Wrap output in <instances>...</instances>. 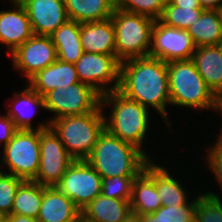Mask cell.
<instances>
[{
	"mask_svg": "<svg viewBox=\"0 0 222 222\" xmlns=\"http://www.w3.org/2000/svg\"><path fill=\"white\" fill-rule=\"evenodd\" d=\"M118 91L128 99L159 113L168 127L167 108L171 104L167 62L150 56L138 57L120 63Z\"/></svg>",
	"mask_w": 222,
	"mask_h": 222,
	"instance_id": "cell-1",
	"label": "cell"
},
{
	"mask_svg": "<svg viewBox=\"0 0 222 222\" xmlns=\"http://www.w3.org/2000/svg\"><path fill=\"white\" fill-rule=\"evenodd\" d=\"M150 160L136 146L122 141L106 129L86 159L101 178L138 176Z\"/></svg>",
	"mask_w": 222,
	"mask_h": 222,
	"instance_id": "cell-2",
	"label": "cell"
},
{
	"mask_svg": "<svg viewBox=\"0 0 222 222\" xmlns=\"http://www.w3.org/2000/svg\"><path fill=\"white\" fill-rule=\"evenodd\" d=\"M101 106H109L111 112L105 117V129L112 135L140 149L149 159L152 158L142 146L149 130V112L136 101L128 99L118 90L101 96ZM110 115V116H109ZM108 117V119H107Z\"/></svg>",
	"mask_w": 222,
	"mask_h": 222,
	"instance_id": "cell-3",
	"label": "cell"
},
{
	"mask_svg": "<svg viewBox=\"0 0 222 222\" xmlns=\"http://www.w3.org/2000/svg\"><path fill=\"white\" fill-rule=\"evenodd\" d=\"M101 105L83 115L64 116L51 121V128L58 135L69 155L76 161L86 160L105 130V113Z\"/></svg>",
	"mask_w": 222,
	"mask_h": 222,
	"instance_id": "cell-4",
	"label": "cell"
},
{
	"mask_svg": "<svg viewBox=\"0 0 222 222\" xmlns=\"http://www.w3.org/2000/svg\"><path fill=\"white\" fill-rule=\"evenodd\" d=\"M167 71L171 105L214 111L216 96L192 59L167 62Z\"/></svg>",
	"mask_w": 222,
	"mask_h": 222,
	"instance_id": "cell-5",
	"label": "cell"
},
{
	"mask_svg": "<svg viewBox=\"0 0 222 222\" xmlns=\"http://www.w3.org/2000/svg\"><path fill=\"white\" fill-rule=\"evenodd\" d=\"M111 19L115 29L116 57L120 62L149 55L153 18L115 8Z\"/></svg>",
	"mask_w": 222,
	"mask_h": 222,
	"instance_id": "cell-6",
	"label": "cell"
},
{
	"mask_svg": "<svg viewBox=\"0 0 222 222\" xmlns=\"http://www.w3.org/2000/svg\"><path fill=\"white\" fill-rule=\"evenodd\" d=\"M51 121L41 123L34 130H17L12 139L3 147L1 165L4 171L23 180L33 181L40 164V130L50 128Z\"/></svg>",
	"mask_w": 222,
	"mask_h": 222,
	"instance_id": "cell-7",
	"label": "cell"
},
{
	"mask_svg": "<svg viewBox=\"0 0 222 222\" xmlns=\"http://www.w3.org/2000/svg\"><path fill=\"white\" fill-rule=\"evenodd\" d=\"M45 110L53 112L49 120L64 116L83 115L101 105V95L84 83L58 87L44 96Z\"/></svg>",
	"mask_w": 222,
	"mask_h": 222,
	"instance_id": "cell-8",
	"label": "cell"
},
{
	"mask_svg": "<svg viewBox=\"0 0 222 222\" xmlns=\"http://www.w3.org/2000/svg\"><path fill=\"white\" fill-rule=\"evenodd\" d=\"M120 63L116 55L84 52L74 65L79 81L89 85L102 96L118 90ZM109 83L113 85L108 87Z\"/></svg>",
	"mask_w": 222,
	"mask_h": 222,
	"instance_id": "cell-9",
	"label": "cell"
},
{
	"mask_svg": "<svg viewBox=\"0 0 222 222\" xmlns=\"http://www.w3.org/2000/svg\"><path fill=\"white\" fill-rule=\"evenodd\" d=\"M39 143L40 164L33 181L46 187L56 186L74 159L51 127L40 130Z\"/></svg>",
	"mask_w": 222,
	"mask_h": 222,
	"instance_id": "cell-10",
	"label": "cell"
},
{
	"mask_svg": "<svg viewBox=\"0 0 222 222\" xmlns=\"http://www.w3.org/2000/svg\"><path fill=\"white\" fill-rule=\"evenodd\" d=\"M56 187L82 210L101 194L102 178L86 160H74Z\"/></svg>",
	"mask_w": 222,
	"mask_h": 222,
	"instance_id": "cell-11",
	"label": "cell"
},
{
	"mask_svg": "<svg viewBox=\"0 0 222 222\" xmlns=\"http://www.w3.org/2000/svg\"><path fill=\"white\" fill-rule=\"evenodd\" d=\"M196 45L192 36L183 29L165 25L155 20L152 29L150 57L164 62L192 59Z\"/></svg>",
	"mask_w": 222,
	"mask_h": 222,
	"instance_id": "cell-12",
	"label": "cell"
},
{
	"mask_svg": "<svg viewBox=\"0 0 222 222\" xmlns=\"http://www.w3.org/2000/svg\"><path fill=\"white\" fill-rule=\"evenodd\" d=\"M10 55L14 69L23 72L27 80L58 59L50 36L33 35Z\"/></svg>",
	"mask_w": 222,
	"mask_h": 222,
	"instance_id": "cell-13",
	"label": "cell"
},
{
	"mask_svg": "<svg viewBox=\"0 0 222 222\" xmlns=\"http://www.w3.org/2000/svg\"><path fill=\"white\" fill-rule=\"evenodd\" d=\"M26 9L34 35L50 36L69 20L64 0H19Z\"/></svg>",
	"mask_w": 222,
	"mask_h": 222,
	"instance_id": "cell-14",
	"label": "cell"
},
{
	"mask_svg": "<svg viewBox=\"0 0 222 222\" xmlns=\"http://www.w3.org/2000/svg\"><path fill=\"white\" fill-rule=\"evenodd\" d=\"M9 1L15 9L0 11V44L7 46L11 54L34 33L23 4L19 0Z\"/></svg>",
	"mask_w": 222,
	"mask_h": 222,
	"instance_id": "cell-15",
	"label": "cell"
},
{
	"mask_svg": "<svg viewBox=\"0 0 222 222\" xmlns=\"http://www.w3.org/2000/svg\"><path fill=\"white\" fill-rule=\"evenodd\" d=\"M81 210L56 186H43L39 222H77Z\"/></svg>",
	"mask_w": 222,
	"mask_h": 222,
	"instance_id": "cell-16",
	"label": "cell"
},
{
	"mask_svg": "<svg viewBox=\"0 0 222 222\" xmlns=\"http://www.w3.org/2000/svg\"><path fill=\"white\" fill-rule=\"evenodd\" d=\"M80 42L83 52L116 55L112 19L80 23Z\"/></svg>",
	"mask_w": 222,
	"mask_h": 222,
	"instance_id": "cell-17",
	"label": "cell"
},
{
	"mask_svg": "<svg viewBox=\"0 0 222 222\" xmlns=\"http://www.w3.org/2000/svg\"><path fill=\"white\" fill-rule=\"evenodd\" d=\"M28 81V85L43 97L58 87L80 82L75 65L59 59L45 69L38 71Z\"/></svg>",
	"mask_w": 222,
	"mask_h": 222,
	"instance_id": "cell-18",
	"label": "cell"
},
{
	"mask_svg": "<svg viewBox=\"0 0 222 222\" xmlns=\"http://www.w3.org/2000/svg\"><path fill=\"white\" fill-rule=\"evenodd\" d=\"M151 159L144 172L155 182L158 196L163 206H185L190 202L180 181L169 173L164 166L153 163ZM171 174V175H170ZM173 176V177H172Z\"/></svg>",
	"mask_w": 222,
	"mask_h": 222,
	"instance_id": "cell-19",
	"label": "cell"
},
{
	"mask_svg": "<svg viewBox=\"0 0 222 222\" xmlns=\"http://www.w3.org/2000/svg\"><path fill=\"white\" fill-rule=\"evenodd\" d=\"M197 71L215 96L222 94V54L218 45L196 47L192 57Z\"/></svg>",
	"mask_w": 222,
	"mask_h": 222,
	"instance_id": "cell-20",
	"label": "cell"
},
{
	"mask_svg": "<svg viewBox=\"0 0 222 222\" xmlns=\"http://www.w3.org/2000/svg\"><path fill=\"white\" fill-rule=\"evenodd\" d=\"M130 212V201L100 194L81 210V216L90 222H122Z\"/></svg>",
	"mask_w": 222,
	"mask_h": 222,
	"instance_id": "cell-21",
	"label": "cell"
},
{
	"mask_svg": "<svg viewBox=\"0 0 222 222\" xmlns=\"http://www.w3.org/2000/svg\"><path fill=\"white\" fill-rule=\"evenodd\" d=\"M50 38L61 61L75 64L84 53L80 42V23L74 20H67L50 35Z\"/></svg>",
	"mask_w": 222,
	"mask_h": 222,
	"instance_id": "cell-22",
	"label": "cell"
},
{
	"mask_svg": "<svg viewBox=\"0 0 222 222\" xmlns=\"http://www.w3.org/2000/svg\"><path fill=\"white\" fill-rule=\"evenodd\" d=\"M13 98L11 101L13 103L9 105L11 108L7 109L8 112H6V115L13 120L17 130H34L32 126L33 123H31V118L34 114L32 111L34 112L35 108L37 110V107L39 109L40 107L45 109L44 97L27 84L24 90L15 92ZM32 108L34 110H32Z\"/></svg>",
	"mask_w": 222,
	"mask_h": 222,
	"instance_id": "cell-23",
	"label": "cell"
},
{
	"mask_svg": "<svg viewBox=\"0 0 222 222\" xmlns=\"http://www.w3.org/2000/svg\"><path fill=\"white\" fill-rule=\"evenodd\" d=\"M68 18L78 23L111 18L116 0H64Z\"/></svg>",
	"mask_w": 222,
	"mask_h": 222,
	"instance_id": "cell-24",
	"label": "cell"
},
{
	"mask_svg": "<svg viewBox=\"0 0 222 222\" xmlns=\"http://www.w3.org/2000/svg\"><path fill=\"white\" fill-rule=\"evenodd\" d=\"M186 31L196 47L218 45L222 41V10H204Z\"/></svg>",
	"mask_w": 222,
	"mask_h": 222,
	"instance_id": "cell-25",
	"label": "cell"
},
{
	"mask_svg": "<svg viewBox=\"0 0 222 222\" xmlns=\"http://www.w3.org/2000/svg\"><path fill=\"white\" fill-rule=\"evenodd\" d=\"M130 205L139 215L154 213L162 206L155 182L144 171L133 181Z\"/></svg>",
	"mask_w": 222,
	"mask_h": 222,
	"instance_id": "cell-26",
	"label": "cell"
},
{
	"mask_svg": "<svg viewBox=\"0 0 222 222\" xmlns=\"http://www.w3.org/2000/svg\"><path fill=\"white\" fill-rule=\"evenodd\" d=\"M43 198V185L35 181L24 180L18 187L11 214L38 218Z\"/></svg>",
	"mask_w": 222,
	"mask_h": 222,
	"instance_id": "cell-27",
	"label": "cell"
},
{
	"mask_svg": "<svg viewBox=\"0 0 222 222\" xmlns=\"http://www.w3.org/2000/svg\"><path fill=\"white\" fill-rule=\"evenodd\" d=\"M198 196L185 206H161L156 212L141 215V222H195Z\"/></svg>",
	"mask_w": 222,
	"mask_h": 222,
	"instance_id": "cell-28",
	"label": "cell"
},
{
	"mask_svg": "<svg viewBox=\"0 0 222 222\" xmlns=\"http://www.w3.org/2000/svg\"><path fill=\"white\" fill-rule=\"evenodd\" d=\"M205 9L203 8H181L172 5L168 0L160 21L167 26L187 30L197 20Z\"/></svg>",
	"mask_w": 222,
	"mask_h": 222,
	"instance_id": "cell-29",
	"label": "cell"
},
{
	"mask_svg": "<svg viewBox=\"0 0 222 222\" xmlns=\"http://www.w3.org/2000/svg\"><path fill=\"white\" fill-rule=\"evenodd\" d=\"M195 222H222V199L216 192L208 191L198 195Z\"/></svg>",
	"mask_w": 222,
	"mask_h": 222,
	"instance_id": "cell-30",
	"label": "cell"
},
{
	"mask_svg": "<svg viewBox=\"0 0 222 222\" xmlns=\"http://www.w3.org/2000/svg\"><path fill=\"white\" fill-rule=\"evenodd\" d=\"M167 0H116V8L159 20Z\"/></svg>",
	"mask_w": 222,
	"mask_h": 222,
	"instance_id": "cell-31",
	"label": "cell"
},
{
	"mask_svg": "<svg viewBox=\"0 0 222 222\" xmlns=\"http://www.w3.org/2000/svg\"><path fill=\"white\" fill-rule=\"evenodd\" d=\"M137 176H114L102 178L101 194L107 198L131 200L132 185Z\"/></svg>",
	"mask_w": 222,
	"mask_h": 222,
	"instance_id": "cell-32",
	"label": "cell"
},
{
	"mask_svg": "<svg viewBox=\"0 0 222 222\" xmlns=\"http://www.w3.org/2000/svg\"><path fill=\"white\" fill-rule=\"evenodd\" d=\"M3 169L0 167V213L7 216L11 214L16 191L24 180Z\"/></svg>",
	"mask_w": 222,
	"mask_h": 222,
	"instance_id": "cell-33",
	"label": "cell"
},
{
	"mask_svg": "<svg viewBox=\"0 0 222 222\" xmlns=\"http://www.w3.org/2000/svg\"><path fill=\"white\" fill-rule=\"evenodd\" d=\"M209 150L207 151L208 154H206L208 168L214 174L216 181L221 186L219 188L222 190V142L216 140V143L214 142L213 146L209 147Z\"/></svg>",
	"mask_w": 222,
	"mask_h": 222,
	"instance_id": "cell-34",
	"label": "cell"
},
{
	"mask_svg": "<svg viewBox=\"0 0 222 222\" xmlns=\"http://www.w3.org/2000/svg\"><path fill=\"white\" fill-rule=\"evenodd\" d=\"M17 128L13 120L5 115H0V145L5 146L13 137Z\"/></svg>",
	"mask_w": 222,
	"mask_h": 222,
	"instance_id": "cell-35",
	"label": "cell"
},
{
	"mask_svg": "<svg viewBox=\"0 0 222 222\" xmlns=\"http://www.w3.org/2000/svg\"><path fill=\"white\" fill-rule=\"evenodd\" d=\"M172 5L181 8H202L198 0H168Z\"/></svg>",
	"mask_w": 222,
	"mask_h": 222,
	"instance_id": "cell-36",
	"label": "cell"
},
{
	"mask_svg": "<svg viewBox=\"0 0 222 222\" xmlns=\"http://www.w3.org/2000/svg\"><path fill=\"white\" fill-rule=\"evenodd\" d=\"M198 2L205 10H222V0H198Z\"/></svg>",
	"mask_w": 222,
	"mask_h": 222,
	"instance_id": "cell-37",
	"label": "cell"
},
{
	"mask_svg": "<svg viewBox=\"0 0 222 222\" xmlns=\"http://www.w3.org/2000/svg\"><path fill=\"white\" fill-rule=\"evenodd\" d=\"M6 222H39L38 219L25 215L10 214L6 216Z\"/></svg>",
	"mask_w": 222,
	"mask_h": 222,
	"instance_id": "cell-38",
	"label": "cell"
},
{
	"mask_svg": "<svg viewBox=\"0 0 222 222\" xmlns=\"http://www.w3.org/2000/svg\"><path fill=\"white\" fill-rule=\"evenodd\" d=\"M214 111L218 112V113L221 112V114H222V94L219 96H216V103H215ZM220 130H221L219 132L220 136H218L217 140L222 142V129L220 128Z\"/></svg>",
	"mask_w": 222,
	"mask_h": 222,
	"instance_id": "cell-39",
	"label": "cell"
},
{
	"mask_svg": "<svg viewBox=\"0 0 222 222\" xmlns=\"http://www.w3.org/2000/svg\"><path fill=\"white\" fill-rule=\"evenodd\" d=\"M122 222H141V215L131 211Z\"/></svg>",
	"mask_w": 222,
	"mask_h": 222,
	"instance_id": "cell-40",
	"label": "cell"
},
{
	"mask_svg": "<svg viewBox=\"0 0 222 222\" xmlns=\"http://www.w3.org/2000/svg\"><path fill=\"white\" fill-rule=\"evenodd\" d=\"M0 222H6V216L0 213Z\"/></svg>",
	"mask_w": 222,
	"mask_h": 222,
	"instance_id": "cell-41",
	"label": "cell"
},
{
	"mask_svg": "<svg viewBox=\"0 0 222 222\" xmlns=\"http://www.w3.org/2000/svg\"><path fill=\"white\" fill-rule=\"evenodd\" d=\"M77 222H90L88 220H86L84 217L80 216L77 220Z\"/></svg>",
	"mask_w": 222,
	"mask_h": 222,
	"instance_id": "cell-42",
	"label": "cell"
},
{
	"mask_svg": "<svg viewBox=\"0 0 222 222\" xmlns=\"http://www.w3.org/2000/svg\"><path fill=\"white\" fill-rule=\"evenodd\" d=\"M218 47H219L221 54H222V41L218 44Z\"/></svg>",
	"mask_w": 222,
	"mask_h": 222,
	"instance_id": "cell-43",
	"label": "cell"
}]
</instances>
